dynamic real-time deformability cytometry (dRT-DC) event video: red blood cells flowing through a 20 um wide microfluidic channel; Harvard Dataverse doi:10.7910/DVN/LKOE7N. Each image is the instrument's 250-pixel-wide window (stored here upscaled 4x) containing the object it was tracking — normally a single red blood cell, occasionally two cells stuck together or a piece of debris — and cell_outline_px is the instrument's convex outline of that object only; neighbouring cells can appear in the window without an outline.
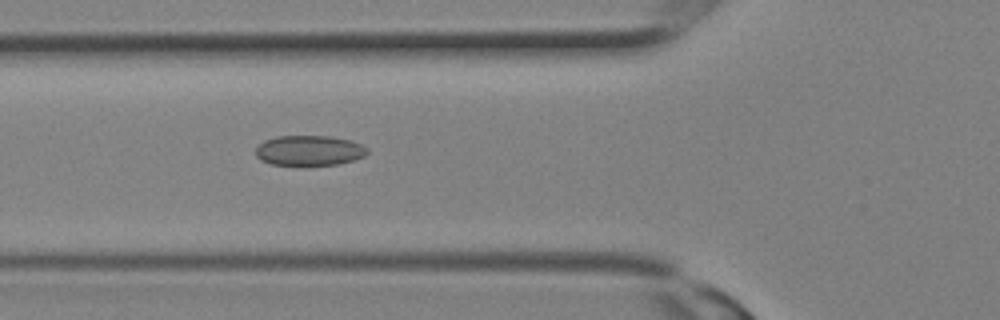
{"species": "Egyptian fruit bat (a non-hibernating species)", "species_latin": "Rousettus aegyptiacus", "temperature_condition": "room temperature", "stored_images_in_passage": 11, "camera_frame_rate_fps": 3000, "um_per_image_px": 0.085, "animal": {"sex": "female"}, "frame": {"image": 1, "passage_image": 11, "time_ms": 3.333, "image_size_px": [1000, 320], "cell_outline_px": [[368, 152], [364, 156], [352, 160], [336, 164], [272, 164], [260, 160], [256, 156], [256, 148], [264, 140], [276, 136], [328, 136], [352, 140], [368, 148]], "centroid_in_image_um": [26.28, 12.77], "position_along_channel_um": 99.5, "area_um2": 19.36}}